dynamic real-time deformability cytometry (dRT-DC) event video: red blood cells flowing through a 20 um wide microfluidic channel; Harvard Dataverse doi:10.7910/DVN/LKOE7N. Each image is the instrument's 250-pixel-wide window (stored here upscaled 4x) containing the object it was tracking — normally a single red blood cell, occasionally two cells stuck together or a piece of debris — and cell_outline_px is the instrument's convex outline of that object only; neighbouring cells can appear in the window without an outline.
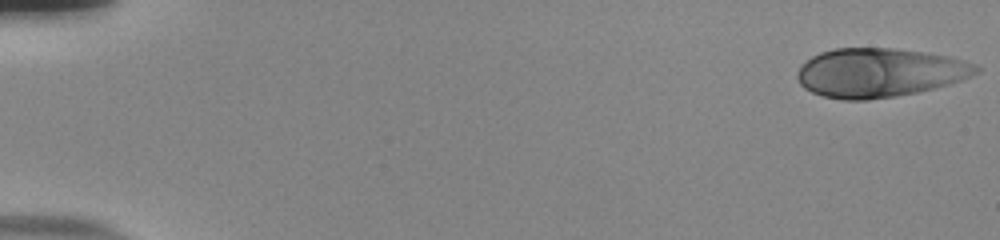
{"species": "human", "species_latin": "Homo sapiens", "temperature_condition": "room temperature", "stored_images_in_passage": 53, "camera_frame_rate_fps": 3000, "um_per_image_px": 0.085, "donor": {"sex": "male"}, "frame": {"image": 1, "passage_image": 1, "time_ms": 0.0, "image_size_px": [1000, 240], "cell_outline_px": [[980, 72], [960, 80], [948, 84], [916, 92], [868, 100], [844, 100], [824, 96], [812, 92], [804, 88], [800, 84], [796, 76], [796, 72], [800, 64], [804, 60], [820, 52], [836, 48], [892, 48], [924, 52], [948, 56], [964, 60], [976, 64], [980, 68]], "centroid_in_image_um": [74.71, 6.16], "position_along_channel_um": 10.3, "area_um2": 51.04}}
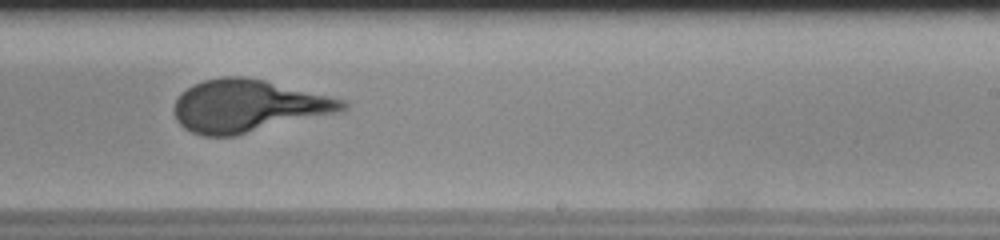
{"frame": {"image": 2, "passage_image": 34, "time_ms": 11.0, "image_size_px": [1000, 240], "cell_outline_px": [[348, 108], [344, 112], [236, 136], [200, 136], [184, 128], [176, 120], [172, 108], [180, 92], [192, 84], [204, 80], [220, 76], [244, 76], [264, 80], [344, 100], [348, 104]], "centroid_in_image_um": [21.07, 9.02], "position_along_channel_um": 267.9, "area_um2": 52.08}}
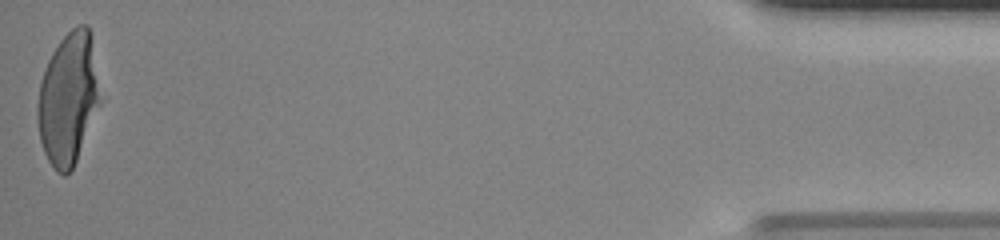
{"frame": {"image": 3, "passage_image": 53, "time_ms": 17.333, "image_size_px": [1000, 240], "cell_outline_px": [[104, 100], [76, 160], [72, 168], [64, 176], [56, 172], [48, 160], [44, 152], [40, 140], [36, 116], [36, 108], [40, 84], [44, 68], [52, 52], [60, 40], [76, 24], [88, 24], [92, 32], [104, 96]], "centroid_in_image_um": [5.87, 8.33], "position_along_channel_um": 429.3, "area_um2": 49.82}}